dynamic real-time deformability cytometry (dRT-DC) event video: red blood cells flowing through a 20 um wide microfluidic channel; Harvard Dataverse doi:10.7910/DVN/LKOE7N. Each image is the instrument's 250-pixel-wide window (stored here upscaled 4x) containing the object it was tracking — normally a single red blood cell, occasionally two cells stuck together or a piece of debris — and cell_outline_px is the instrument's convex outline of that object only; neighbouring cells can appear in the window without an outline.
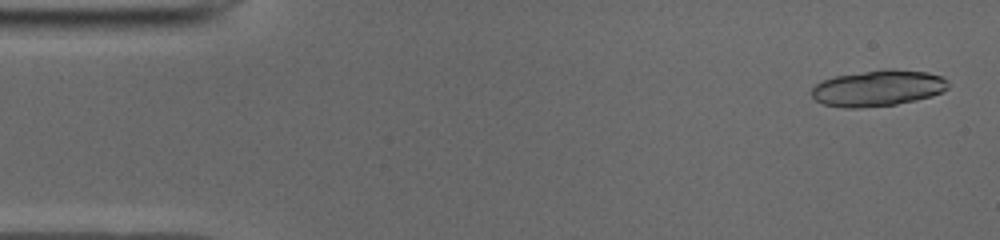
{"species": "common noctule bat (a hibernating species)", "species_latin": "Nyctalus noctula", "temperature_condition": "cold", "stored_images_in_passage": 16, "camera_frame_rate_fps": 3000, "um_per_image_px": 0.085, "animal": {"sex": "male", "body_mass_g": 19.0, "forearm_length_mm": 50.8}, "frame": {"image": 1, "passage_image": 2, "time_ms": 0.333, "image_size_px": [1000, 240], "cell_outline_px": [[948, 88], [932, 96], [916, 100], [896, 104], [856, 108], [844, 108], [824, 104], [816, 100], [812, 96], [812, 88], [820, 80], [836, 76], [884, 68], [888, 68], [928, 72], [944, 76], [948, 80]], "centroid_in_image_um": [74.64, 7.48], "position_along_channel_um": 10.4, "area_um2": 28.9}}